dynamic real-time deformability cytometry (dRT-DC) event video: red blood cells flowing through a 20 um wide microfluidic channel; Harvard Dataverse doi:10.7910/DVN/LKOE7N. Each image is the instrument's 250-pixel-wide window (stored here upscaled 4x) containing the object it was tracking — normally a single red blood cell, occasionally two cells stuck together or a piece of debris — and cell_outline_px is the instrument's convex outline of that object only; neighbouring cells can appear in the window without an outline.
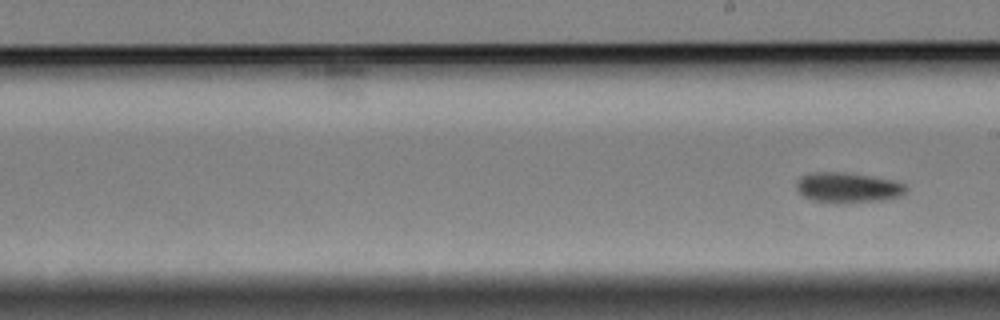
{"species": "Egyptian fruit bat (a non-hibernating species)", "species_latin": "Rousettus aegyptiacus", "temperature_condition": "cold", "stored_images_in_passage": 43, "segment_of_instrument_passage": [2, 2], "camera_frame_rate_fps": 3000, "um_per_image_px": 0.085, "animal": {"sex": "female"}, "frame": {"image": 1, "passage_image": 43, "time_ms": 14.0, "image_size_px": [1000, 320], "cell_outline_px": [[908, 192], [900, 196], [880, 200], [836, 204], [828, 204], [812, 200], [804, 196], [796, 188], [796, 180], [800, 176], [812, 172], [844, 172], [872, 176], [892, 180], [908, 184]], "centroid_in_image_um": [72.07, 15.95], "position_along_channel_um": 216.9, "area_um2": 19.77}}